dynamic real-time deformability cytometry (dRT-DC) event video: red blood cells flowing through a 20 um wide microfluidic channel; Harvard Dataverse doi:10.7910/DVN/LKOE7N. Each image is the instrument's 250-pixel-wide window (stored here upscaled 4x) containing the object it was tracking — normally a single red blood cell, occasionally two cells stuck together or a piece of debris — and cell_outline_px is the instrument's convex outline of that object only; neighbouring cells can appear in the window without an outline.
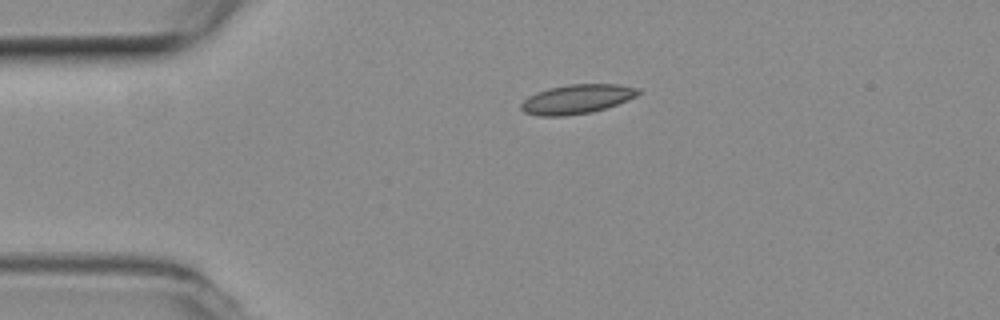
{"species": "common noctule bat (a hibernating species)", "species_latin": "Nyctalus noctula", "temperature_condition": "room temperature", "stored_images_in_passage": 38, "camera_frame_rate_fps": 3000, "um_per_image_px": 0.085, "animal": {"sex": "female", "body_mass_g": 19.3, "forearm_length_mm": 54.1}, "frame": {"image": 1, "passage_image": 1, "time_ms": 0.0, "image_size_px": [1000, 320], "cell_outline_px": [[640, 92], [636, 96], [616, 104], [604, 108], [588, 112], [564, 116], [540, 116], [524, 112], [520, 108], [520, 104], [528, 96], [536, 92], [548, 88], [568, 84], [616, 84], [640, 88]], "centroid_in_image_um": [48.99, 8.41], "position_along_channel_um": 36.0, "area_um2": 19.83}}
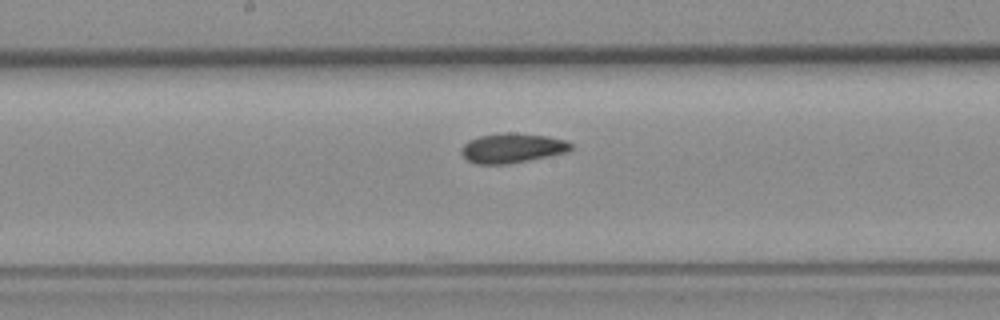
{"frame": {"image": 2, "passage_image": 17, "time_ms": 5.333, "image_size_px": [1000, 320], "cell_outline_px": [[572, 148], [568, 152], [508, 164], [476, 164], [468, 160], [460, 152], [460, 148], [468, 140], [480, 136], [504, 132], [512, 132], [548, 136], [564, 140], [572, 144]], "centroid_in_image_um": [43.52, 12.58], "position_along_channel_um": 204.7, "area_um2": 18.96}}
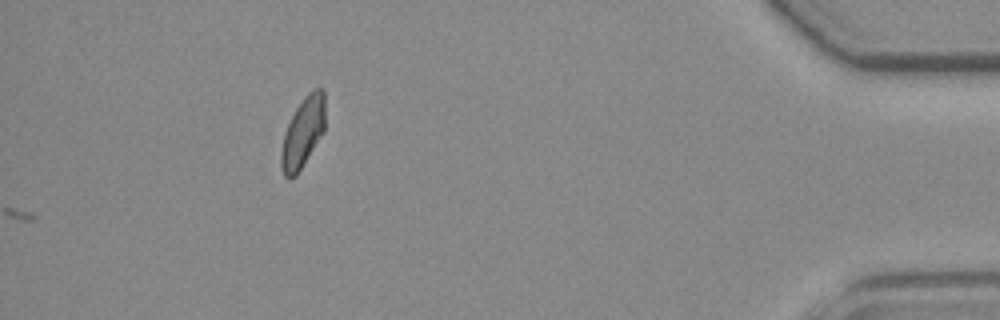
{"frame": {"image": 3, "passage_image": 38, "time_ms": 12.333, "image_size_px": [1000, 320], "cell_outline_px": [[324, 132], [296, 176], [288, 180], [284, 176], [280, 164], [280, 152], [284, 132], [296, 108], [304, 96], [312, 88], [324, 88]], "centroid_in_image_um": [25.73, 11.27], "position_along_channel_um": 409.5, "area_um2": 18.15}, "authors_computed_cell_mechanics": {"area_um2": 18.6983, "velocity_mm_per_s": 3.8108, "shape_relaxation_time_tau1_ms": null, "shape_relaxation_time_tau2_ms": 2.7874, "deformation_change_tau1": null, "deformation_change_tau2": 0.0868}}